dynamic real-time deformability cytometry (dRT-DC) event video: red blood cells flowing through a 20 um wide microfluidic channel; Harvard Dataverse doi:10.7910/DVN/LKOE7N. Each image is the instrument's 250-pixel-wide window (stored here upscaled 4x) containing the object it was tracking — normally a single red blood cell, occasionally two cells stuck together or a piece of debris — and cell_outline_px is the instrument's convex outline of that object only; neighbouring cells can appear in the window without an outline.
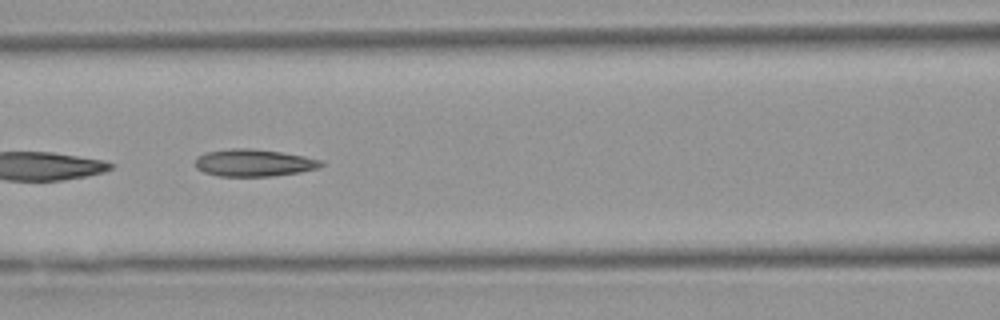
{"species": "Egyptian fruit bat (a non-hibernating species)", "species_latin": "Rousettus aegyptiacus", "temperature_condition": "warm", "stored_images_in_passage": 40, "camera_frame_rate_fps": 3000, "um_per_image_px": 0.085, "animal": {"sex": "female"}, "frame": {"image": 1, "passage_image": 12, "time_ms": 3.667, "image_size_px": [1000, 320], "cell_outline_px": [[324, 164], [320, 168], [300, 172], [272, 176], [216, 176], [204, 172], [196, 168], [196, 156], [208, 152], [232, 148], [252, 148], [280, 152], [304, 156], [320, 160]], "centroid_in_image_um": [21.57, 13.84], "position_along_channel_um": 145.0, "area_um2": 19.94}, "authors_computed_cell_mechanics": {"area_um2": 20.2011, "velocity_mm_per_s": 3.919, "shape_relaxation_time_tau1_ms": 8.2846, "shape_relaxation_time_tau2_ms": 3.2688, "deformation_change_tau1": 0.1851, "deformation_change_tau2": 0.1185}}